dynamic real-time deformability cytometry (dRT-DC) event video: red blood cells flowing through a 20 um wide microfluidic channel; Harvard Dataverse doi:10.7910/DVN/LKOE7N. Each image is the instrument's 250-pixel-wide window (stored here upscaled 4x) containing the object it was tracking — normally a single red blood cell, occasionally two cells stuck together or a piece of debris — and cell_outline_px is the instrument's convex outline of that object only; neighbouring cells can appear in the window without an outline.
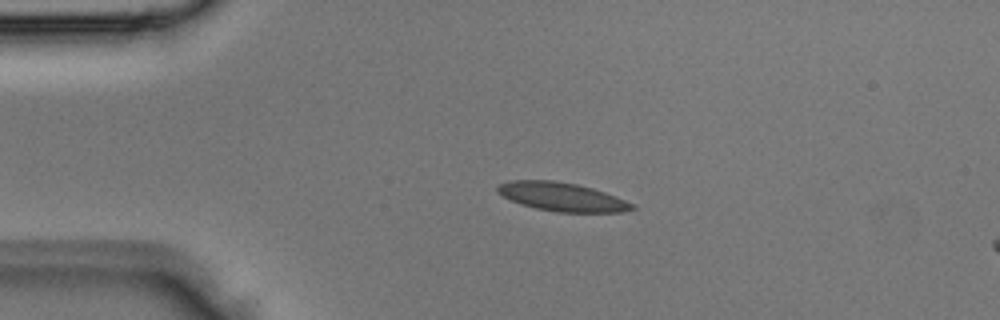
{"species": "Egyptian fruit bat (a non-hibernating species)", "species_latin": "Rousettus aegyptiacus", "temperature_condition": "room temperature", "stored_images_in_passage": 4, "camera_frame_rate_fps": 3000, "um_per_image_px": 0.085, "animal": {"sex": "male"}, "frame": {"image": 1, "passage_image": 3, "time_ms": 0.667, "image_size_px": [1000, 320], "cell_outline_px": [[636, 208], [620, 212], [556, 212], [536, 208], [512, 200], [496, 192], [496, 188], [500, 184], [512, 180], [552, 180], [576, 184], [592, 188], [616, 196], [636, 204]], "centroid_in_image_um": [47.81, 16.73], "position_along_channel_um": 37.2, "area_um2": 22.25}}
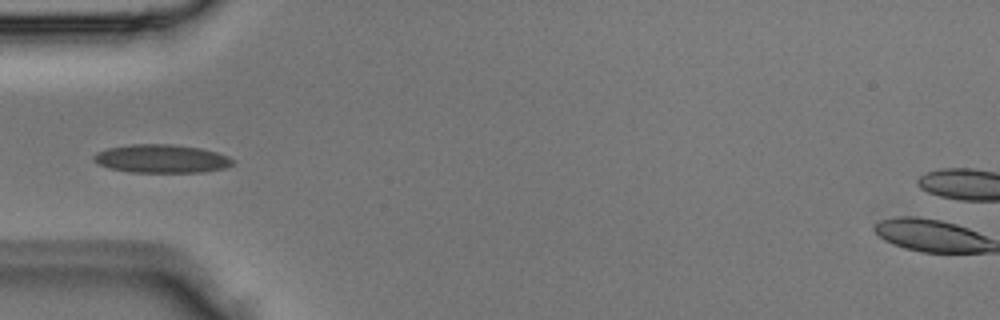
{"frame": {"image": 2, "passage_image": 4, "time_ms": 1.0, "image_size_px": [1000, 320], "cell_outline_px": [[232, 164], [224, 168], [200, 172], [128, 172], [108, 168], [92, 160], [92, 156], [96, 152], [108, 148], [132, 144], [172, 144], [200, 148], [216, 152], [228, 156], [232, 160]], "centroid_in_image_um": [13.67, 13.49], "position_along_channel_um": 71.3, "area_um2": 22.89}}